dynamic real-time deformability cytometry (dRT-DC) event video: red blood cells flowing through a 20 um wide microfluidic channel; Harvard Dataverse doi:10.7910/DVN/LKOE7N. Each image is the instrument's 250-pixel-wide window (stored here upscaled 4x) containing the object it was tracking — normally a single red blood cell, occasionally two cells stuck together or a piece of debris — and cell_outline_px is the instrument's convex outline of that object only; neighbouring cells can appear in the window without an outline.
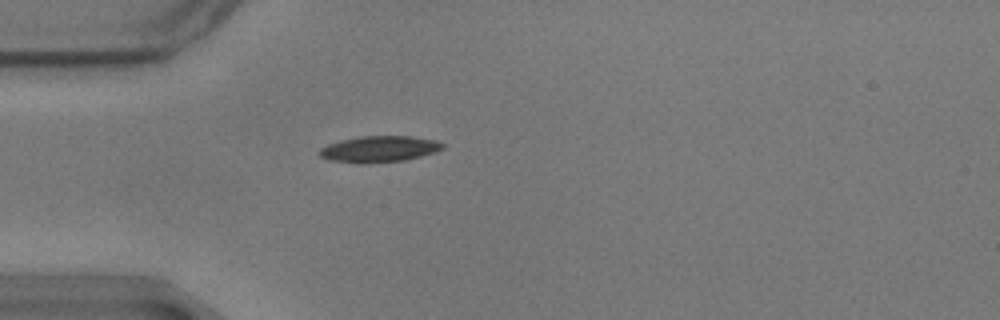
{"species": "common noctule bat (a hibernating species)", "species_latin": "Nyctalus noctula", "temperature_condition": "warm", "stored_images_in_passage": 42, "camera_frame_rate_fps": 3000, "um_per_image_px": 0.085, "animal": {"sex": "male", "body_mass_g": 17.9}, "frame": {"image": 1, "passage_image": 1, "time_ms": 0.0, "image_size_px": [1000, 320], "cell_outline_px": [[444, 148], [436, 152], [404, 160], [360, 164], [328, 160], [320, 156], [316, 152], [320, 148], [328, 144], [340, 140], [360, 136], [412, 136], [436, 140], [444, 144]], "centroid_in_image_um": [32.2, 12.67], "position_along_channel_um": 52.8, "area_um2": 19.02}}
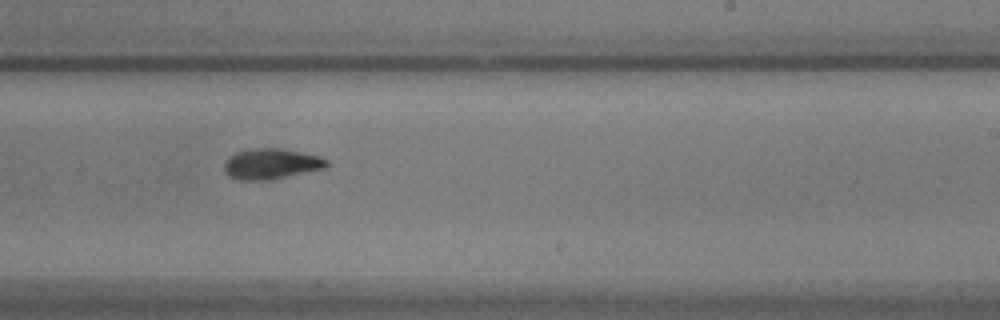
{"frame": {"image": 2, "passage_image": 20, "time_ms": 6.333, "image_size_px": [1000, 320], "cell_outline_px": [[328, 168], [272, 180], [240, 180], [228, 176], [224, 172], [224, 164], [228, 156], [236, 152], [252, 148], [280, 148], [304, 152], [320, 156], [328, 160]], "centroid_in_image_um": [23.08, 13.93], "position_along_channel_um": 265.9, "area_um2": 18.73}}
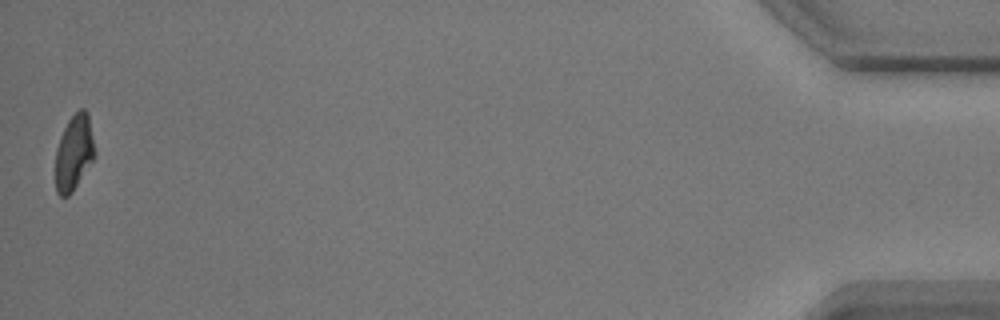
{"frame": {"image": 3, "passage_image": 42, "time_ms": 13.667, "image_size_px": [1000, 320], "cell_outline_px": [[96, 152], [92, 160], [72, 192], [68, 196], [60, 196], [56, 192], [56, 148], [60, 136], [68, 120], [80, 108], [84, 108], [88, 112]], "centroid_in_image_um": [6.29, 12.94], "position_along_channel_um": 428.9, "area_um2": 17.17}, "authors_computed_cell_mechanics": {"area_um2": 18.4671, "velocity_mm_per_s": 3.4824, "shape_relaxation_time_tau1_ms": 4.9967, "shape_relaxation_time_tau2_ms": 3.1236, "deformation_change_tau1": 0.1714, "deformation_change_tau2": 0.0847}}